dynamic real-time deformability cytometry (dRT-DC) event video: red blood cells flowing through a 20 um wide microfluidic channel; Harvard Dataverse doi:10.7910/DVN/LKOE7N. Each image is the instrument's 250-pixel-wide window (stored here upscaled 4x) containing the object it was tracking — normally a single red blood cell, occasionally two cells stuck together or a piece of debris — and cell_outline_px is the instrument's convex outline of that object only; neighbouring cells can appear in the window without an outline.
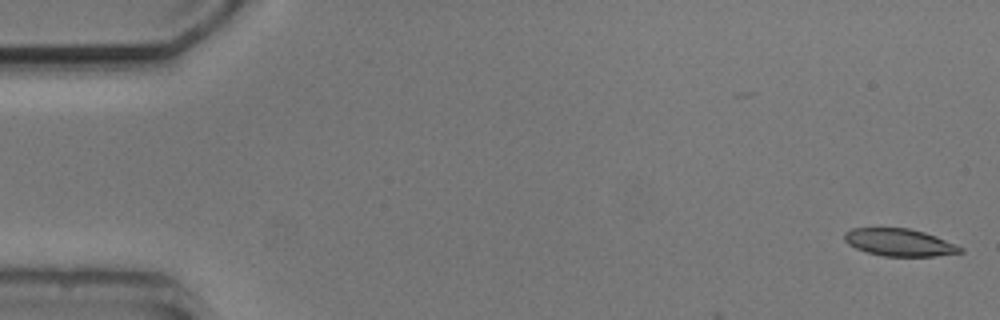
{"species": "common noctule bat (a hibernating species)", "species_latin": "Nyctalus noctula", "temperature_condition": "cold", "stored_images_in_passage": 5, "camera_frame_rate_fps": 3000, "um_per_image_px": 0.085, "animal": {"sex": "male", "body_mass_g": 20.5, "forearm_length_mm": 52.5}, "frame": {"image": 1, "passage_image": 1, "time_ms": 0.0, "image_size_px": [1000, 320], "cell_outline_px": [[964, 252], [936, 256], [884, 256], [868, 252], [856, 248], [848, 244], [844, 240], [844, 232], [852, 228], [908, 228], [924, 232], [936, 236], [956, 244], [964, 248]], "centroid_in_image_um": [76.47, 20.6], "position_along_channel_um": 8.5, "area_um2": 18.5}}
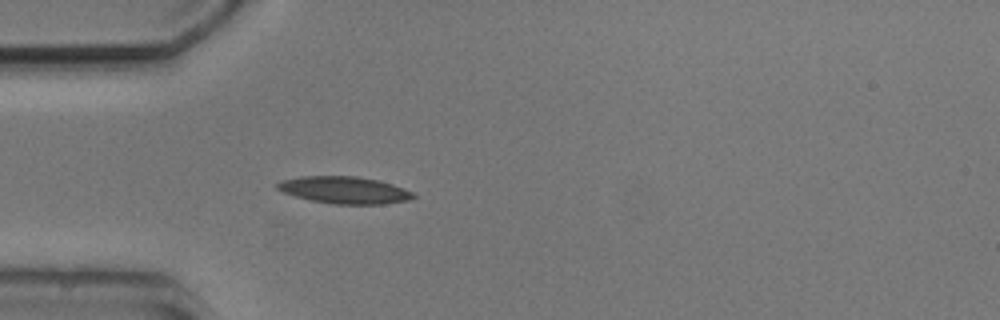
{"frame": {"image": 2, "passage_image": 5, "time_ms": 4.667, "image_size_px": [1000, 320], "cell_outline_px": [[416, 196], [408, 200], [380, 204], [332, 204], [312, 200], [296, 196], [284, 192], [276, 188], [276, 184], [280, 180], [300, 176], [356, 176], [380, 180], [404, 188], [412, 192]], "centroid_in_image_um": [29.26, 16.14], "position_along_channel_um": 55.7, "area_um2": 21.39}}